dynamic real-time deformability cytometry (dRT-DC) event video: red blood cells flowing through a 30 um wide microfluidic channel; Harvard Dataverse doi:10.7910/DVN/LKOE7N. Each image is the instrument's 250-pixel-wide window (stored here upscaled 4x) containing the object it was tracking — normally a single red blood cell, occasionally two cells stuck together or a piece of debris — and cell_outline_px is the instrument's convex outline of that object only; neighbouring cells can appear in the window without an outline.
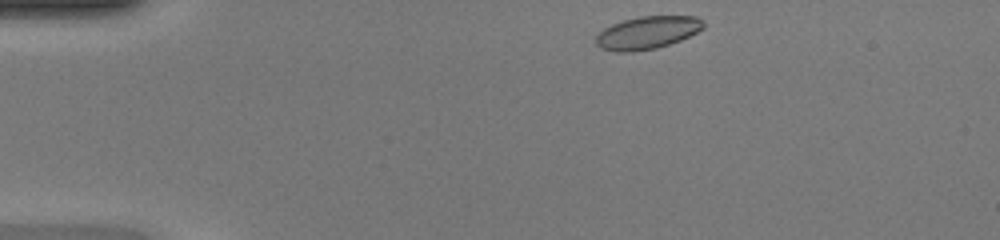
{"species": "common noctule bat (a hibernating species)", "species_latin": "Nyctalus noctula", "temperature_condition": "warm", "stored_images_in_passage": 41, "camera_frame_rate_fps": 3000, "um_per_image_px": 0.085, "animal": {"sex": "female", "body_mass_g": 20.0, "forearm_length_mm": 54.0}, "frame": {"image": 1, "passage_image": 1, "time_ms": 0.0, "image_size_px": [1000, 240], "cell_outline_px": [[704, 28], [680, 40], [656, 48], [632, 52], [616, 52], [600, 48], [596, 44], [596, 36], [604, 28], [612, 24], [624, 20], [640, 16], [696, 16], [704, 24]], "centroid_in_image_um": [54.99, 2.78], "position_along_channel_um": 30.0, "area_um2": 20.35}}
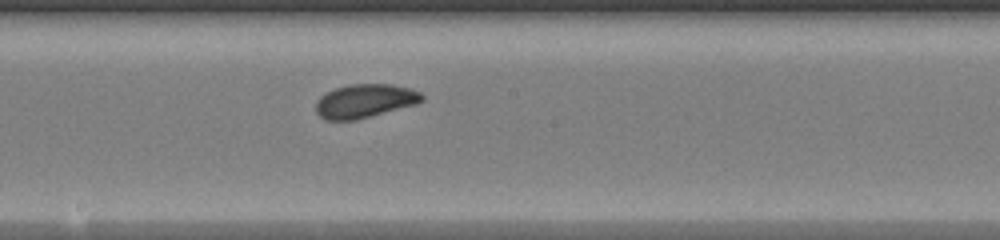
{"frame": {"image": 2, "passage_image": 19, "time_ms": 6.0, "image_size_px": [1000, 240], "cell_outline_px": [[424, 100], [416, 104], [356, 120], [324, 120], [316, 112], [316, 100], [320, 96], [336, 88], [348, 84], [392, 84], [412, 88], [420, 92], [424, 96]], "centroid_in_image_um": [31.02, 8.58], "position_along_channel_um": 217.2, "area_um2": 20.92}}
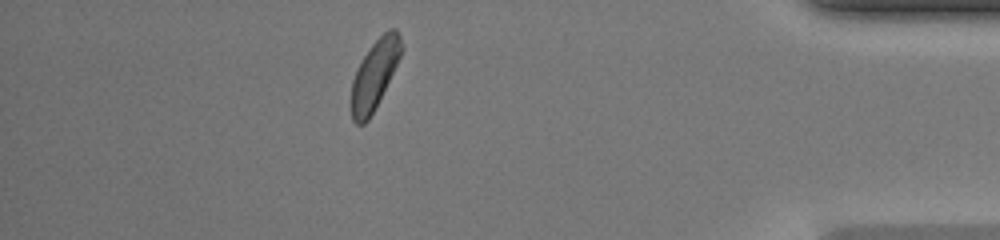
{"frame": {"image": 3, "passage_image": 35, "time_ms": 11.333, "image_size_px": [1000, 240], "cell_outline_px": [[404, 48], [368, 120], [364, 124], [356, 124], [352, 120], [352, 80], [364, 56], [372, 44], [388, 28], [396, 28], [400, 36]], "centroid_in_image_um": [31.85, 6.29], "position_along_channel_um": 403.4, "area_um2": 19.36}, "authors_computed_cell_mechanics": {"area_um2": 20.519, "velocity_mm_per_s": 4.2543, "shape_relaxation_time_tau1_ms": 3.6637, "shape_relaxation_time_tau2_ms": 1.375, "deformation_change_tau1": 0.1168, "deformation_change_tau2": 0.0735}}